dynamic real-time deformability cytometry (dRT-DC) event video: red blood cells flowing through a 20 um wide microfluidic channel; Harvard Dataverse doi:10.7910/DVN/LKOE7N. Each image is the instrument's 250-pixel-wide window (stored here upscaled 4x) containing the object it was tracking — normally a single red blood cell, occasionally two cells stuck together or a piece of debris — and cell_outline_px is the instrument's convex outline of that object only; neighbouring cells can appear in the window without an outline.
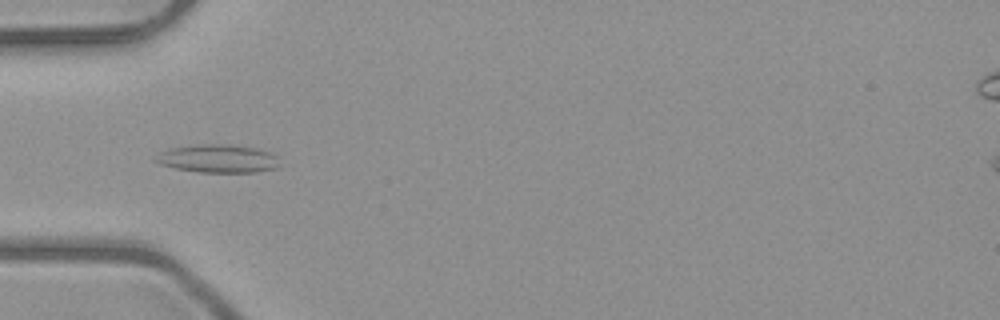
{"species": "common noctule bat (a hibernating species)", "species_latin": "Nyctalus noctula", "temperature_condition": "room temperature", "stored_images_in_passage": 51, "camera_frame_rate_fps": 3000, "um_per_image_px": 0.085, "animal": {"sex": "male", "body_mass_g": 23.1, "forearm_length_mm": 52.7}, "frame": {"image": 1, "passage_image": 16, "time_ms": 5.0, "image_size_px": [1000, 320], "cell_outline_px": [[276, 168], [256, 172], [196, 172], [176, 168], [160, 164], [152, 160], [160, 152], [172, 148], [196, 144], [232, 144], [256, 148], [272, 152], [276, 156]], "centroid_in_image_um": [18.49, 13.47], "position_along_channel_um": 66.5, "area_um2": 20.35}}
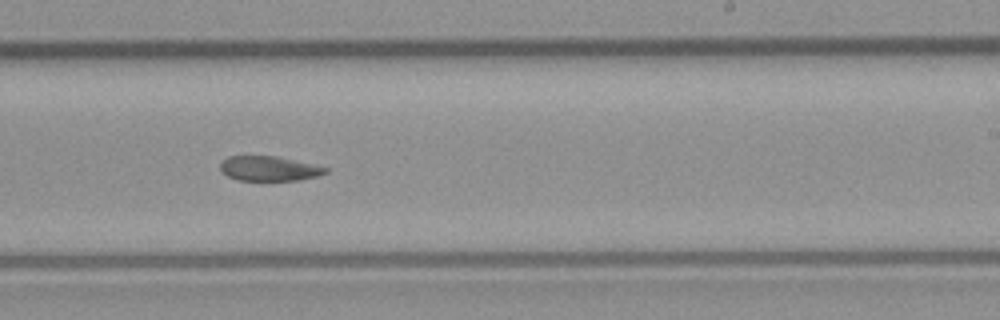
{"frame": {"image": 2, "passage_image": 31, "time_ms": 10.0, "image_size_px": [1000, 320], "cell_outline_px": [[328, 172], [316, 176], [296, 180], [236, 180], [228, 176], [220, 168], [220, 160], [228, 156], [276, 156], [312, 164], [328, 168]], "centroid_in_image_um": [22.83, 14.32], "position_along_channel_um": 266.2, "area_um2": 15.03}}
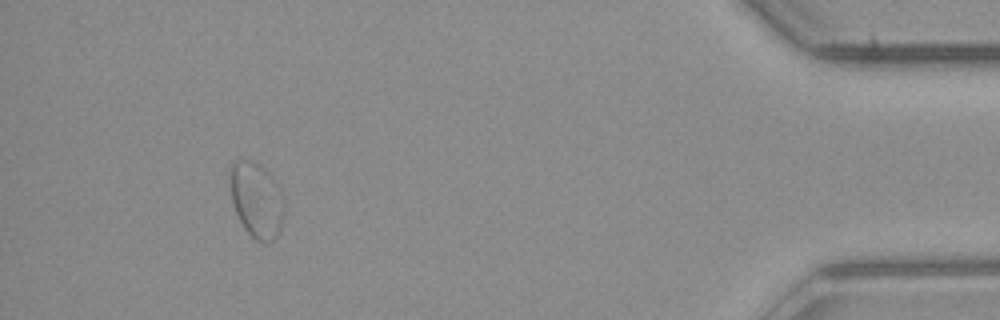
{"frame": {"image": 3, "passage_image": 47, "time_ms": 15.333, "image_size_px": [1000, 320], "cell_outline_px": [[284, 216], [280, 228], [276, 236], [272, 240], [256, 240], [244, 228], [236, 212], [232, 200], [228, 172], [228, 168], [232, 160], [248, 160], [260, 164], [268, 172], [280, 188], [284, 200]], "centroid_in_image_um": [21.78, 16.93], "position_along_channel_um": 413.4, "area_um2": 23.87}, "authors_computed_cell_mechanics": {"area_um2": 18.207, "velocity_mm_per_s": 3.9953, "shape_relaxation_time_tau1_ms": null, "shape_relaxation_time_tau2_ms": 4.3881, "deformation_change_tau1": null, "deformation_change_tau2": 0.0952}}